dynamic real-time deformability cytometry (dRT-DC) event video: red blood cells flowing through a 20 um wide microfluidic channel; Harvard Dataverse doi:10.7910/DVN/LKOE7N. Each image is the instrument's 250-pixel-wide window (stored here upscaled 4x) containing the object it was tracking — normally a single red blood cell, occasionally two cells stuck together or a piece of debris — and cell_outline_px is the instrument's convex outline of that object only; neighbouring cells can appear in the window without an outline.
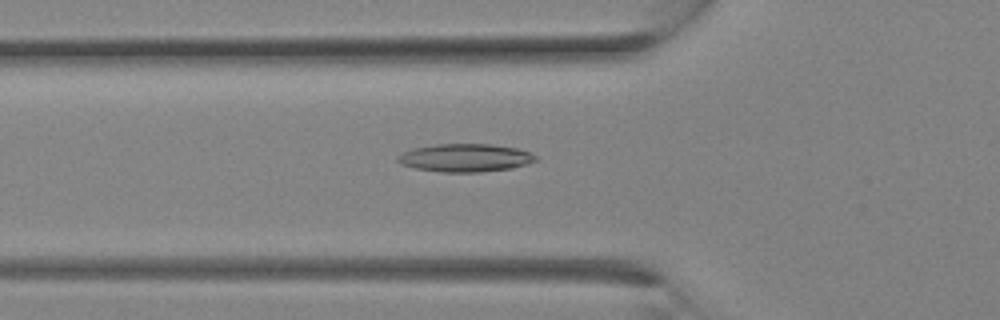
{"species": "Egyptian fruit bat (a non-hibernating species)", "species_latin": "Rousettus aegyptiacus", "temperature_condition": "room temperature", "stored_images_in_passage": 14, "camera_frame_rate_fps": 3000, "um_per_image_px": 0.085, "animal": {"sex": "female"}, "frame": {"image": 1, "passage_image": 5, "time_ms": 1.333, "image_size_px": [1000, 320], "cell_outline_px": [[536, 160], [512, 168], [480, 172], [444, 172], [416, 168], [400, 164], [396, 160], [396, 156], [412, 148], [436, 144], [492, 144], [516, 148], [528, 152], [536, 156]], "centroid_in_image_um": [39.49, 13.41], "position_along_channel_um": 86.3, "area_um2": 22.37}}
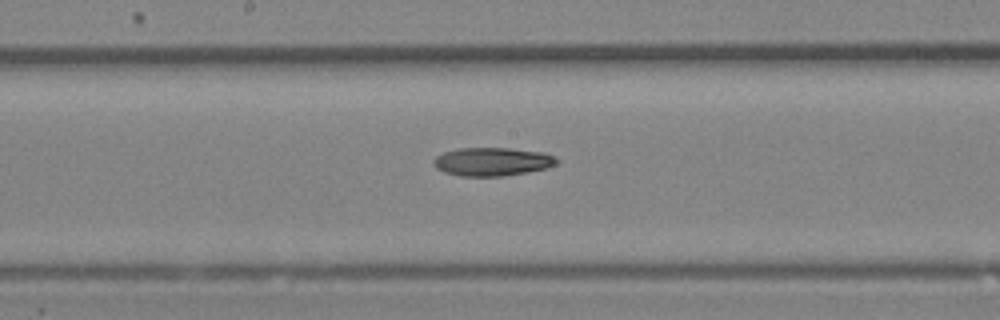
{"frame": {"image": 2, "passage_image": 10, "time_ms": 3.0, "image_size_px": [1000, 320], "cell_outline_px": [[560, 160], [556, 164], [548, 168], [528, 172], [504, 176], [460, 176], [444, 172], [436, 168], [432, 164], [432, 160], [436, 156], [444, 152], [460, 148], [508, 148], [544, 152], [556, 156]], "centroid_in_image_um": [41.86, 13.74], "position_along_channel_um": 206.3, "area_um2": 20.63}}
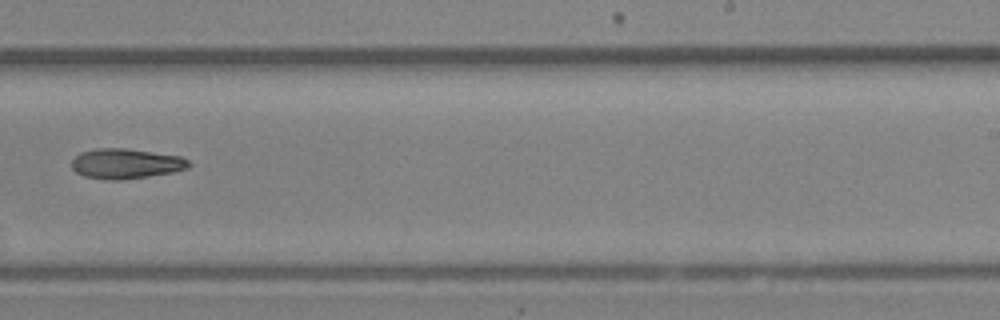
{"frame": {"image": 3, "passage_image": 13, "time_ms": 4.0, "image_size_px": [1000, 320], "cell_outline_px": [[192, 164], [188, 168], [172, 172], [148, 176], [120, 180], [108, 180], [84, 176], [76, 172], [72, 168], [72, 160], [80, 152], [96, 148], [128, 148], [180, 156], [188, 160]], "centroid_in_image_um": [10.7, 13.9], "position_along_channel_um": 278.3, "area_um2": 20.58}}